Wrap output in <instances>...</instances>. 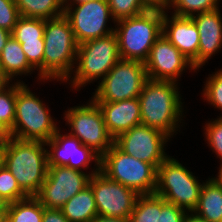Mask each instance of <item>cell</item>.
Instances as JSON below:
<instances>
[{
    "label": "cell",
    "mask_w": 222,
    "mask_h": 222,
    "mask_svg": "<svg viewBox=\"0 0 222 222\" xmlns=\"http://www.w3.org/2000/svg\"><path fill=\"white\" fill-rule=\"evenodd\" d=\"M205 138L209 148L213 149L222 165V116L215 120L208 121L204 128Z\"/></svg>",
    "instance_id": "d6a6232c"
},
{
    "label": "cell",
    "mask_w": 222,
    "mask_h": 222,
    "mask_svg": "<svg viewBox=\"0 0 222 222\" xmlns=\"http://www.w3.org/2000/svg\"><path fill=\"white\" fill-rule=\"evenodd\" d=\"M109 134L116 139L121 133L141 124L139 98L116 102H96Z\"/></svg>",
    "instance_id": "ac0fdd59"
},
{
    "label": "cell",
    "mask_w": 222,
    "mask_h": 222,
    "mask_svg": "<svg viewBox=\"0 0 222 222\" xmlns=\"http://www.w3.org/2000/svg\"><path fill=\"white\" fill-rule=\"evenodd\" d=\"M192 213L207 222H222V181L218 177L203 182Z\"/></svg>",
    "instance_id": "ffe728a7"
},
{
    "label": "cell",
    "mask_w": 222,
    "mask_h": 222,
    "mask_svg": "<svg viewBox=\"0 0 222 222\" xmlns=\"http://www.w3.org/2000/svg\"><path fill=\"white\" fill-rule=\"evenodd\" d=\"M6 214H0V222H5Z\"/></svg>",
    "instance_id": "7dc6e473"
},
{
    "label": "cell",
    "mask_w": 222,
    "mask_h": 222,
    "mask_svg": "<svg viewBox=\"0 0 222 222\" xmlns=\"http://www.w3.org/2000/svg\"><path fill=\"white\" fill-rule=\"evenodd\" d=\"M43 39V82L51 79L65 82L72 76L78 51L68 18L63 14L45 20Z\"/></svg>",
    "instance_id": "3957f363"
},
{
    "label": "cell",
    "mask_w": 222,
    "mask_h": 222,
    "mask_svg": "<svg viewBox=\"0 0 222 222\" xmlns=\"http://www.w3.org/2000/svg\"><path fill=\"white\" fill-rule=\"evenodd\" d=\"M29 64L38 71V81L43 80L44 39L18 41Z\"/></svg>",
    "instance_id": "4dcf8cb0"
},
{
    "label": "cell",
    "mask_w": 222,
    "mask_h": 222,
    "mask_svg": "<svg viewBox=\"0 0 222 222\" xmlns=\"http://www.w3.org/2000/svg\"><path fill=\"white\" fill-rule=\"evenodd\" d=\"M197 178L178 160L168 156L158 166L155 194L192 213L203 185Z\"/></svg>",
    "instance_id": "ba28073f"
},
{
    "label": "cell",
    "mask_w": 222,
    "mask_h": 222,
    "mask_svg": "<svg viewBox=\"0 0 222 222\" xmlns=\"http://www.w3.org/2000/svg\"><path fill=\"white\" fill-rule=\"evenodd\" d=\"M217 177L222 181V165H220L219 167V172H218Z\"/></svg>",
    "instance_id": "bcb514c9"
},
{
    "label": "cell",
    "mask_w": 222,
    "mask_h": 222,
    "mask_svg": "<svg viewBox=\"0 0 222 222\" xmlns=\"http://www.w3.org/2000/svg\"><path fill=\"white\" fill-rule=\"evenodd\" d=\"M10 138L9 129L0 122V147H5Z\"/></svg>",
    "instance_id": "74e56055"
},
{
    "label": "cell",
    "mask_w": 222,
    "mask_h": 222,
    "mask_svg": "<svg viewBox=\"0 0 222 222\" xmlns=\"http://www.w3.org/2000/svg\"><path fill=\"white\" fill-rule=\"evenodd\" d=\"M99 171L100 165H95L89 174L66 166L48 165L46 179L35 197L45 208L61 209L70 198L85 189L91 176Z\"/></svg>",
    "instance_id": "8fae6325"
},
{
    "label": "cell",
    "mask_w": 222,
    "mask_h": 222,
    "mask_svg": "<svg viewBox=\"0 0 222 222\" xmlns=\"http://www.w3.org/2000/svg\"><path fill=\"white\" fill-rule=\"evenodd\" d=\"M9 202L0 196V214H6L8 210Z\"/></svg>",
    "instance_id": "b9f144b4"
},
{
    "label": "cell",
    "mask_w": 222,
    "mask_h": 222,
    "mask_svg": "<svg viewBox=\"0 0 222 222\" xmlns=\"http://www.w3.org/2000/svg\"><path fill=\"white\" fill-rule=\"evenodd\" d=\"M188 213L189 212L183 208L167 202L161 197V212L158 222H184Z\"/></svg>",
    "instance_id": "e575fe53"
},
{
    "label": "cell",
    "mask_w": 222,
    "mask_h": 222,
    "mask_svg": "<svg viewBox=\"0 0 222 222\" xmlns=\"http://www.w3.org/2000/svg\"><path fill=\"white\" fill-rule=\"evenodd\" d=\"M204 85L203 98L214 108L222 110V69L210 75Z\"/></svg>",
    "instance_id": "1f68e13d"
},
{
    "label": "cell",
    "mask_w": 222,
    "mask_h": 222,
    "mask_svg": "<svg viewBox=\"0 0 222 222\" xmlns=\"http://www.w3.org/2000/svg\"><path fill=\"white\" fill-rule=\"evenodd\" d=\"M0 66L4 75L10 81L18 75H31L35 70L27 61L20 42H18L12 35L6 41V44L0 53Z\"/></svg>",
    "instance_id": "44dd1931"
},
{
    "label": "cell",
    "mask_w": 222,
    "mask_h": 222,
    "mask_svg": "<svg viewBox=\"0 0 222 222\" xmlns=\"http://www.w3.org/2000/svg\"><path fill=\"white\" fill-rule=\"evenodd\" d=\"M5 162V147H0V169L4 166Z\"/></svg>",
    "instance_id": "f6af8a7d"
},
{
    "label": "cell",
    "mask_w": 222,
    "mask_h": 222,
    "mask_svg": "<svg viewBox=\"0 0 222 222\" xmlns=\"http://www.w3.org/2000/svg\"><path fill=\"white\" fill-rule=\"evenodd\" d=\"M10 80L4 75L2 68L0 66V90L4 89L10 84Z\"/></svg>",
    "instance_id": "60d3db41"
},
{
    "label": "cell",
    "mask_w": 222,
    "mask_h": 222,
    "mask_svg": "<svg viewBox=\"0 0 222 222\" xmlns=\"http://www.w3.org/2000/svg\"><path fill=\"white\" fill-rule=\"evenodd\" d=\"M45 19L20 17L11 35L17 41H31L43 39Z\"/></svg>",
    "instance_id": "484cf974"
},
{
    "label": "cell",
    "mask_w": 222,
    "mask_h": 222,
    "mask_svg": "<svg viewBox=\"0 0 222 222\" xmlns=\"http://www.w3.org/2000/svg\"><path fill=\"white\" fill-rule=\"evenodd\" d=\"M199 32L198 70L222 47V17L220 9L192 16Z\"/></svg>",
    "instance_id": "d6986e66"
},
{
    "label": "cell",
    "mask_w": 222,
    "mask_h": 222,
    "mask_svg": "<svg viewBox=\"0 0 222 222\" xmlns=\"http://www.w3.org/2000/svg\"><path fill=\"white\" fill-rule=\"evenodd\" d=\"M163 12L162 34L188 59L198 70L199 32L192 17Z\"/></svg>",
    "instance_id": "e0dca14e"
},
{
    "label": "cell",
    "mask_w": 222,
    "mask_h": 222,
    "mask_svg": "<svg viewBox=\"0 0 222 222\" xmlns=\"http://www.w3.org/2000/svg\"><path fill=\"white\" fill-rule=\"evenodd\" d=\"M64 15L71 24L78 44L105 37L114 32V29L107 27L106 24L108 19L113 20L107 0H91L77 5H64Z\"/></svg>",
    "instance_id": "7c38bea8"
},
{
    "label": "cell",
    "mask_w": 222,
    "mask_h": 222,
    "mask_svg": "<svg viewBox=\"0 0 222 222\" xmlns=\"http://www.w3.org/2000/svg\"><path fill=\"white\" fill-rule=\"evenodd\" d=\"M184 222H207V221L197 217L193 213L192 214L188 213L186 218L184 219Z\"/></svg>",
    "instance_id": "7bdbcfd3"
},
{
    "label": "cell",
    "mask_w": 222,
    "mask_h": 222,
    "mask_svg": "<svg viewBox=\"0 0 222 222\" xmlns=\"http://www.w3.org/2000/svg\"><path fill=\"white\" fill-rule=\"evenodd\" d=\"M147 79L144 62L120 59L101 82L99 81L91 98L95 102H116L137 98Z\"/></svg>",
    "instance_id": "9c48e42d"
},
{
    "label": "cell",
    "mask_w": 222,
    "mask_h": 222,
    "mask_svg": "<svg viewBox=\"0 0 222 222\" xmlns=\"http://www.w3.org/2000/svg\"><path fill=\"white\" fill-rule=\"evenodd\" d=\"M20 81L16 82L15 119L10 135L21 140L47 143L59 127L43 101Z\"/></svg>",
    "instance_id": "5b68a950"
},
{
    "label": "cell",
    "mask_w": 222,
    "mask_h": 222,
    "mask_svg": "<svg viewBox=\"0 0 222 222\" xmlns=\"http://www.w3.org/2000/svg\"><path fill=\"white\" fill-rule=\"evenodd\" d=\"M121 59L115 33L78 44L76 67L67 81L76 91L93 80H102ZM70 79V80H69Z\"/></svg>",
    "instance_id": "8992f818"
},
{
    "label": "cell",
    "mask_w": 222,
    "mask_h": 222,
    "mask_svg": "<svg viewBox=\"0 0 222 222\" xmlns=\"http://www.w3.org/2000/svg\"><path fill=\"white\" fill-rule=\"evenodd\" d=\"M61 211L70 222H90L98 215L92 188L88 185L78 192L63 205Z\"/></svg>",
    "instance_id": "7402d4cb"
},
{
    "label": "cell",
    "mask_w": 222,
    "mask_h": 222,
    "mask_svg": "<svg viewBox=\"0 0 222 222\" xmlns=\"http://www.w3.org/2000/svg\"><path fill=\"white\" fill-rule=\"evenodd\" d=\"M178 82L147 79L138 96L141 124L156 128L170 138L182 123L183 103Z\"/></svg>",
    "instance_id": "6da1fadb"
},
{
    "label": "cell",
    "mask_w": 222,
    "mask_h": 222,
    "mask_svg": "<svg viewBox=\"0 0 222 222\" xmlns=\"http://www.w3.org/2000/svg\"><path fill=\"white\" fill-rule=\"evenodd\" d=\"M42 222H70L62 213L61 209L44 208Z\"/></svg>",
    "instance_id": "8d00e7d4"
},
{
    "label": "cell",
    "mask_w": 222,
    "mask_h": 222,
    "mask_svg": "<svg viewBox=\"0 0 222 222\" xmlns=\"http://www.w3.org/2000/svg\"><path fill=\"white\" fill-rule=\"evenodd\" d=\"M113 21L137 16L147 9L141 0H107Z\"/></svg>",
    "instance_id": "f1b7e54d"
},
{
    "label": "cell",
    "mask_w": 222,
    "mask_h": 222,
    "mask_svg": "<svg viewBox=\"0 0 222 222\" xmlns=\"http://www.w3.org/2000/svg\"><path fill=\"white\" fill-rule=\"evenodd\" d=\"M170 137L164 132L143 124L136 125L121 133L114 143L126 154L156 169L169 156L164 150Z\"/></svg>",
    "instance_id": "4fadbf2b"
},
{
    "label": "cell",
    "mask_w": 222,
    "mask_h": 222,
    "mask_svg": "<svg viewBox=\"0 0 222 222\" xmlns=\"http://www.w3.org/2000/svg\"><path fill=\"white\" fill-rule=\"evenodd\" d=\"M161 212V197L156 194L139 195L129 222H158Z\"/></svg>",
    "instance_id": "d4e9b609"
},
{
    "label": "cell",
    "mask_w": 222,
    "mask_h": 222,
    "mask_svg": "<svg viewBox=\"0 0 222 222\" xmlns=\"http://www.w3.org/2000/svg\"><path fill=\"white\" fill-rule=\"evenodd\" d=\"M20 17L15 0H0V28L12 33Z\"/></svg>",
    "instance_id": "836d02e7"
},
{
    "label": "cell",
    "mask_w": 222,
    "mask_h": 222,
    "mask_svg": "<svg viewBox=\"0 0 222 222\" xmlns=\"http://www.w3.org/2000/svg\"><path fill=\"white\" fill-rule=\"evenodd\" d=\"M64 119L71 127L69 134L76 137L81 144L91 149L100 158L114 144V138L107 130L102 112L93 99L86 105L67 109Z\"/></svg>",
    "instance_id": "30bf717a"
},
{
    "label": "cell",
    "mask_w": 222,
    "mask_h": 222,
    "mask_svg": "<svg viewBox=\"0 0 222 222\" xmlns=\"http://www.w3.org/2000/svg\"><path fill=\"white\" fill-rule=\"evenodd\" d=\"M47 144L42 141L11 137L5 146L4 165L16 178L27 196H36L46 179L48 170Z\"/></svg>",
    "instance_id": "7a4b0ae2"
},
{
    "label": "cell",
    "mask_w": 222,
    "mask_h": 222,
    "mask_svg": "<svg viewBox=\"0 0 222 222\" xmlns=\"http://www.w3.org/2000/svg\"><path fill=\"white\" fill-rule=\"evenodd\" d=\"M100 171L138 195L155 194L157 169L123 152L115 143L101 157Z\"/></svg>",
    "instance_id": "52a82bcc"
},
{
    "label": "cell",
    "mask_w": 222,
    "mask_h": 222,
    "mask_svg": "<svg viewBox=\"0 0 222 222\" xmlns=\"http://www.w3.org/2000/svg\"><path fill=\"white\" fill-rule=\"evenodd\" d=\"M91 0H64V5H77V4H82L86 3Z\"/></svg>",
    "instance_id": "ee69618b"
},
{
    "label": "cell",
    "mask_w": 222,
    "mask_h": 222,
    "mask_svg": "<svg viewBox=\"0 0 222 222\" xmlns=\"http://www.w3.org/2000/svg\"><path fill=\"white\" fill-rule=\"evenodd\" d=\"M89 186L94 193L98 216L129 218L139 196L134 190L109 179L101 171L91 176Z\"/></svg>",
    "instance_id": "5bb4252c"
},
{
    "label": "cell",
    "mask_w": 222,
    "mask_h": 222,
    "mask_svg": "<svg viewBox=\"0 0 222 222\" xmlns=\"http://www.w3.org/2000/svg\"><path fill=\"white\" fill-rule=\"evenodd\" d=\"M90 222H129L128 218L96 216Z\"/></svg>",
    "instance_id": "f35d334b"
},
{
    "label": "cell",
    "mask_w": 222,
    "mask_h": 222,
    "mask_svg": "<svg viewBox=\"0 0 222 222\" xmlns=\"http://www.w3.org/2000/svg\"><path fill=\"white\" fill-rule=\"evenodd\" d=\"M114 24L121 59L145 62L155 41L162 35L163 12L147 10Z\"/></svg>",
    "instance_id": "277c9868"
},
{
    "label": "cell",
    "mask_w": 222,
    "mask_h": 222,
    "mask_svg": "<svg viewBox=\"0 0 222 222\" xmlns=\"http://www.w3.org/2000/svg\"><path fill=\"white\" fill-rule=\"evenodd\" d=\"M220 0H172L170 10L172 14L184 17H192L203 12L213 11L219 8ZM172 8V9H171Z\"/></svg>",
    "instance_id": "4316f807"
},
{
    "label": "cell",
    "mask_w": 222,
    "mask_h": 222,
    "mask_svg": "<svg viewBox=\"0 0 222 222\" xmlns=\"http://www.w3.org/2000/svg\"><path fill=\"white\" fill-rule=\"evenodd\" d=\"M48 165L66 166L71 169L86 170L93 161L95 165H100L101 158L91 149L69 133L60 134V129L53 135L47 143Z\"/></svg>",
    "instance_id": "2e32d148"
},
{
    "label": "cell",
    "mask_w": 222,
    "mask_h": 222,
    "mask_svg": "<svg viewBox=\"0 0 222 222\" xmlns=\"http://www.w3.org/2000/svg\"><path fill=\"white\" fill-rule=\"evenodd\" d=\"M10 36V31L0 28V53L3 50V47L5 46L6 41L9 39Z\"/></svg>",
    "instance_id": "ab89813d"
},
{
    "label": "cell",
    "mask_w": 222,
    "mask_h": 222,
    "mask_svg": "<svg viewBox=\"0 0 222 222\" xmlns=\"http://www.w3.org/2000/svg\"><path fill=\"white\" fill-rule=\"evenodd\" d=\"M144 64L147 77L152 80L177 82L186 68L196 71L192 62L164 34L155 41Z\"/></svg>",
    "instance_id": "9a60e30c"
},
{
    "label": "cell",
    "mask_w": 222,
    "mask_h": 222,
    "mask_svg": "<svg viewBox=\"0 0 222 222\" xmlns=\"http://www.w3.org/2000/svg\"><path fill=\"white\" fill-rule=\"evenodd\" d=\"M0 196L6 199L9 203L23 200L28 197L20 189L16 178L5 165L0 169Z\"/></svg>",
    "instance_id": "f546056e"
},
{
    "label": "cell",
    "mask_w": 222,
    "mask_h": 222,
    "mask_svg": "<svg viewBox=\"0 0 222 222\" xmlns=\"http://www.w3.org/2000/svg\"><path fill=\"white\" fill-rule=\"evenodd\" d=\"M44 206L35 196L9 203L5 222H42Z\"/></svg>",
    "instance_id": "cb8c5ba5"
},
{
    "label": "cell",
    "mask_w": 222,
    "mask_h": 222,
    "mask_svg": "<svg viewBox=\"0 0 222 222\" xmlns=\"http://www.w3.org/2000/svg\"><path fill=\"white\" fill-rule=\"evenodd\" d=\"M22 17L51 19L64 14V0H15Z\"/></svg>",
    "instance_id": "603a6c76"
},
{
    "label": "cell",
    "mask_w": 222,
    "mask_h": 222,
    "mask_svg": "<svg viewBox=\"0 0 222 222\" xmlns=\"http://www.w3.org/2000/svg\"><path fill=\"white\" fill-rule=\"evenodd\" d=\"M10 85L0 90V122L9 130L15 119L16 82Z\"/></svg>",
    "instance_id": "83f0119b"
},
{
    "label": "cell",
    "mask_w": 222,
    "mask_h": 222,
    "mask_svg": "<svg viewBox=\"0 0 222 222\" xmlns=\"http://www.w3.org/2000/svg\"><path fill=\"white\" fill-rule=\"evenodd\" d=\"M147 10L168 12L172 0H141Z\"/></svg>",
    "instance_id": "d590c367"
}]
</instances>
